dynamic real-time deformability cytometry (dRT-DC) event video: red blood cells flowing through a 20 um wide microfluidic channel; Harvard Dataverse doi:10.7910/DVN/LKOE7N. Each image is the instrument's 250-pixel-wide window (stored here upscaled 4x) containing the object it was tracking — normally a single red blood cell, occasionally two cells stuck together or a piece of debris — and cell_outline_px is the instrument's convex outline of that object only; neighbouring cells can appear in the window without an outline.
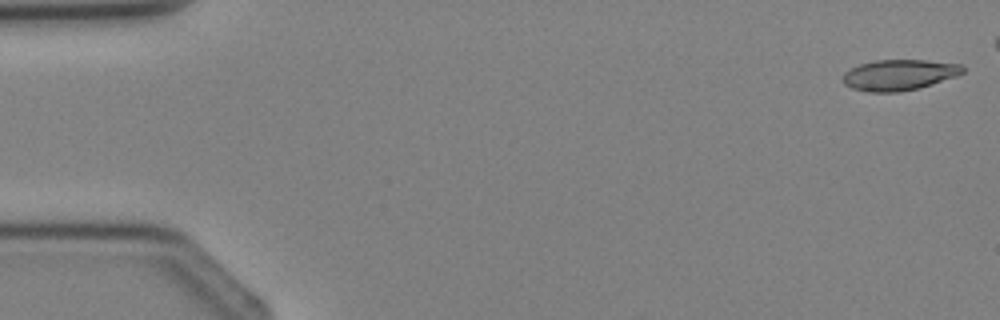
{"species": "Egyptian fruit bat (a non-hibernating species)", "species_latin": "Rousettus aegyptiacus", "temperature_condition": "cold", "stored_images_in_passage": 6, "segment_of_instrument_passage": [2, 2], "camera_frame_rate_fps": 3000, "um_per_image_px": 0.085, "animal": {"sex": "female"}, "frame": {"image": 1, "passage_image": 6, "time_ms": 6.667, "image_size_px": [1000, 320], "cell_outline_px": [[964, 72], [956, 76], [920, 88], [900, 92], [872, 92], [852, 88], [844, 84], [840, 80], [844, 72], [860, 64], [876, 60], [928, 60], [964, 64]], "centroid_in_image_um": [76.43, 6.36], "position_along_channel_um": 8.6, "area_um2": 21.68}}